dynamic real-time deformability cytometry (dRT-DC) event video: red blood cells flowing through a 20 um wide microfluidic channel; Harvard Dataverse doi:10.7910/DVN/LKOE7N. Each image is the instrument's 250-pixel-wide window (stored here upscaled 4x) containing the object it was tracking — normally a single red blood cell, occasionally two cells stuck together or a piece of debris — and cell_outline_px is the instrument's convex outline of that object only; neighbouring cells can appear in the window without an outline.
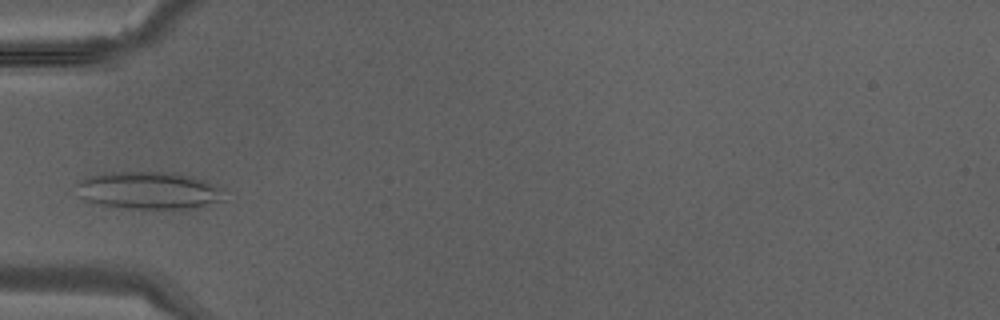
{"species": "Egyptian fruit bat (a non-hibernating species)", "species_latin": "Rousettus aegyptiacus", "temperature_condition": "warm", "stored_images_in_passage": 27, "camera_frame_rate_fps": 3000, "um_per_image_px": 0.085, "animal": {"sex": "male"}, "frame": {"image": 1, "passage_image": 1, "time_ms": 0.0, "image_size_px": [1000, 320], "cell_outline_px": [[228, 200], [204, 208], [132, 208], [100, 204], [88, 200], [80, 196], [72, 184], [88, 176], [100, 172], [176, 172], [196, 176], [216, 184], [220, 188]], "centroid_in_image_um": [12.73, 16.17], "position_along_channel_um": 72.3, "area_um2": 33.06}}
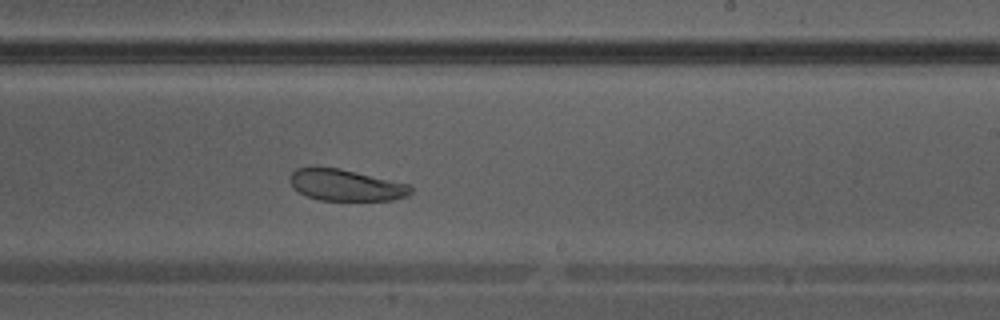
{"frame": {"image": 2, "passage_image": 12, "time_ms": 3.667, "image_size_px": [1000, 320], "cell_outline_px": [[412, 192], [408, 196], [392, 200], [320, 200], [308, 196], [292, 188], [288, 180], [288, 176], [296, 168], [312, 164], [340, 168], [412, 184]], "centroid_in_image_um": [29.35, 15.69], "position_along_channel_um": 259.6, "area_um2": 22.95}}